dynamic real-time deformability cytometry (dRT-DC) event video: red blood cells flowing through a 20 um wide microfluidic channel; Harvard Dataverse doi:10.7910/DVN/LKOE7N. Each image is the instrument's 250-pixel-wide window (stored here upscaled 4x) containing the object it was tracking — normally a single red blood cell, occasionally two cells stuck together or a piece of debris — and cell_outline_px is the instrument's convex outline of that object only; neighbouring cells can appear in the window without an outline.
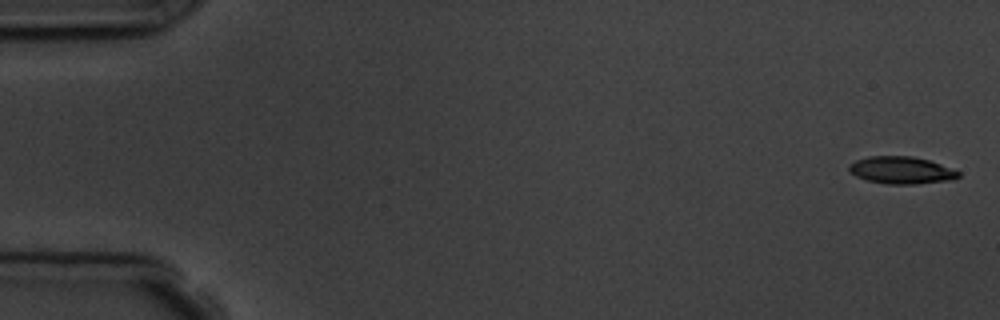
{"species": "common noctule bat (a hibernating species)", "species_latin": "Nyctalus noctula", "temperature_condition": "room temperature", "stored_images_in_passage": 5, "camera_frame_rate_fps": 3000, "um_per_image_px": 0.085, "animal": {"sex": "male", "body_mass_g": 19.5, "forearm_length_mm": 54.6}, "frame": {"image": 1, "passage_image": 1, "time_ms": 0.0, "image_size_px": [1000, 320], "cell_outline_px": [[960, 176], [952, 180], [916, 184], [888, 184], [868, 180], [856, 176], [848, 172], [848, 164], [856, 160], [868, 156], [912, 156], [928, 160], [940, 164], [960, 172]], "centroid_in_image_um": [76.59, 14.47], "position_along_channel_um": 8.4, "area_um2": 17.4}}
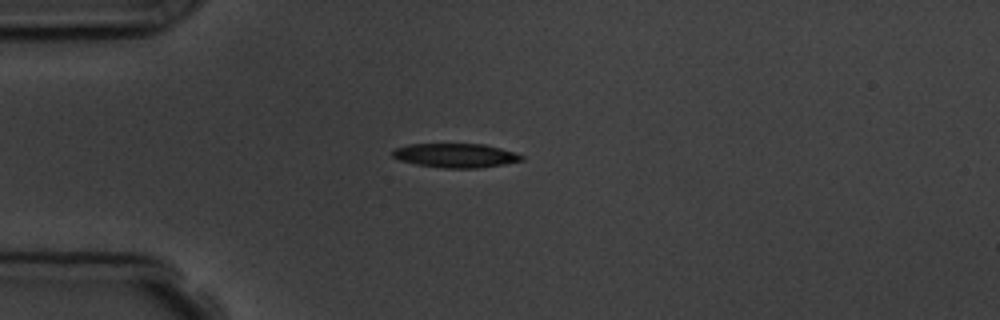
{"frame": {"image": 2, "passage_image": 5, "time_ms": 4.333, "image_size_px": [1000, 320], "cell_outline_px": [[524, 160], [504, 164], [480, 168], [444, 168], [416, 164], [400, 160], [392, 156], [392, 152], [396, 148], [408, 144], [484, 144], [500, 148], [524, 156]], "centroid_in_image_um": [38.73, 13.22], "position_along_channel_um": 46.3, "area_um2": 18.03}}